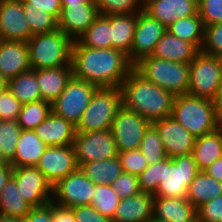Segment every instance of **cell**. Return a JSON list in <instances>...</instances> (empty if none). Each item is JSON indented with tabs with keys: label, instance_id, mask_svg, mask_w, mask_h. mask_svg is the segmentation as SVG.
Segmentation results:
<instances>
[{
	"label": "cell",
	"instance_id": "e0dca14e",
	"mask_svg": "<svg viewBox=\"0 0 222 222\" xmlns=\"http://www.w3.org/2000/svg\"><path fill=\"white\" fill-rule=\"evenodd\" d=\"M58 29L77 40L99 15L96 3H61Z\"/></svg>",
	"mask_w": 222,
	"mask_h": 222
},
{
	"label": "cell",
	"instance_id": "ab89813d",
	"mask_svg": "<svg viewBox=\"0 0 222 222\" xmlns=\"http://www.w3.org/2000/svg\"><path fill=\"white\" fill-rule=\"evenodd\" d=\"M139 149L149 165L167 157L160 135L153 125L145 132Z\"/></svg>",
	"mask_w": 222,
	"mask_h": 222
},
{
	"label": "cell",
	"instance_id": "4316f807",
	"mask_svg": "<svg viewBox=\"0 0 222 222\" xmlns=\"http://www.w3.org/2000/svg\"><path fill=\"white\" fill-rule=\"evenodd\" d=\"M47 147L48 145L35 134L34 130H21L15 157L10 165L13 168L36 166Z\"/></svg>",
	"mask_w": 222,
	"mask_h": 222
},
{
	"label": "cell",
	"instance_id": "8992f818",
	"mask_svg": "<svg viewBox=\"0 0 222 222\" xmlns=\"http://www.w3.org/2000/svg\"><path fill=\"white\" fill-rule=\"evenodd\" d=\"M122 106L120 87H99L76 126V132L110 130L118 109Z\"/></svg>",
	"mask_w": 222,
	"mask_h": 222
},
{
	"label": "cell",
	"instance_id": "681fc988",
	"mask_svg": "<svg viewBox=\"0 0 222 222\" xmlns=\"http://www.w3.org/2000/svg\"><path fill=\"white\" fill-rule=\"evenodd\" d=\"M23 6L30 8L45 9L46 12L53 15L57 20L61 13V0H21Z\"/></svg>",
	"mask_w": 222,
	"mask_h": 222
},
{
	"label": "cell",
	"instance_id": "f546056e",
	"mask_svg": "<svg viewBox=\"0 0 222 222\" xmlns=\"http://www.w3.org/2000/svg\"><path fill=\"white\" fill-rule=\"evenodd\" d=\"M32 206L22 197L16 181L10 177L0 191V213L23 219Z\"/></svg>",
	"mask_w": 222,
	"mask_h": 222
},
{
	"label": "cell",
	"instance_id": "9c48e42d",
	"mask_svg": "<svg viewBox=\"0 0 222 222\" xmlns=\"http://www.w3.org/2000/svg\"><path fill=\"white\" fill-rule=\"evenodd\" d=\"M98 88L95 84L72 76L64 91L51 104L52 112L77 126Z\"/></svg>",
	"mask_w": 222,
	"mask_h": 222
},
{
	"label": "cell",
	"instance_id": "836d02e7",
	"mask_svg": "<svg viewBox=\"0 0 222 222\" xmlns=\"http://www.w3.org/2000/svg\"><path fill=\"white\" fill-rule=\"evenodd\" d=\"M7 87L22 104L42 100L36 70L30 69L9 79Z\"/></svg>",
	"mask_w": 222,
	"mask_h": 222
},
{
	"label": "cell",
	"instance_id": "be15d7a7",
	"mask_svg": "<svg viewBox=\"0 0 222 222\" xmlns=\"http://www.w3.org/2000/svg\"><path fill=\"white\" fill-rule=\"evenodd\" d=\"M193 1H195L198 4L201 0H193Z\"/></svg>",
	"mask_w": 222,
	"mask_h": 222
},
{
	"label": "cell",
	"instance_id": "d590c367",
	"mask_svg": "<svg viewBox=\"0 0 222 222\" xmlns=\"http://www.w3.org/2000/svg\"><path fill=\"white\" fill-rule=\"evenodd\" d=\"M21 127L17 121L0 120V162L10 164L15 157Z\"/></svg>",
	"mask_w": 222,
	"mask_h": 222
},
{
	"label": "cell",
	"instance_id": "816d5d0a",
	"mask_svg": "<svg viewBox=\"0 0 222 222\" xmlns=\"http://www.w3.org/2000/svg\"><path fill=\"white\" fill-rule=\"evenodd\" d=\"M52 222H76L73 210L52 202Z\"/></svg>",
	"mask_w": 222,
	"mask_h": 222
},
{
	"label": "cell",
	"instance_id": "ba28073f",
	"mask_svg": "<svg viewBox=\"0 0 222 222\" xmlns=\"http://www.w3.org/2000/svg\"><path fill=\"white\" fill-rule=\"evenodd\" d=\"M192 155L165 158V175L153 196L187 198L190 183L198 173Z\"/></svg>",
	"mask_w": 222,
	"mask_h": 222
},
{
	"label": "cell",
	"instance_id": "ac0fdd59",
	"mask_svg": "<svg viewBox=\"0 0 222 222\" xmlns=\"http://www.w3.org/2000/svg\"><path fill=\"white\" fill-rule=\"evenodd\" d=\"M0 33L6 41L27 42L33 36L21 0H0Z\"/></svg>",
	"mask_w": 222,
	"mask_h": 222
},
{
	"label": "cell",
	"instance_id": "8d00e7d4",
	"mask_svg": "<svg viewBox=\"0 0 222 222\" xmlns=\"http://www.w3.org/2000/svg\"><path fill=\"white\" fill-rule=\"evenodd\" d=\"M119 201L120 198L110 184H97L90 205L112 221Z\"/></svg>",
	"mask_w": 222,
	"mask_h": 222
},
{
	"label": "cell",
	"instance_id": "52a82bcc",
	"mask_svg": "<svg viewBox=\"0 0 222 222\" xmlns=\"http://www.w3.org/2000/svg\"><path fill=\"white\" fill-rule=\"evenodd\" d=\"M222 80V63L218 56L201 50L189 63L188 94L213 99Z\"/></svg>",
	"mask_w": 222,
	"mask_h": 222
},
{
	"label": "cell",
	"instance_id": "ee69618b",
	"mask_svg": "<svg viewBox=\"0 0 222 222\" xmlns=\"http://www.w3.org/2000/svg\"><path fill=\"white\" fill-rule=\"evenodd\" d=\"M111 186L120 199H126L127 197L140 194L142 192L137 175L125 172L117 177L114 182L111 183Z\"/></svg>",
	"mask_w": 222,
	"mask_h": 222
},
{
	"label": "cell",
	"instance_id": "3957f363",
	"mask_svg": "<svg viewBox=\"0 0 222 222\" xmlns=\"http://www.w3.org/2000/svg\"><path fill=\"white\" fill-rule=\"evenodd\" d=\"M171 117L196 138L215 131L220 124L211 99L188 93L174 97Z\"/></svg>",
	"mask_w": 222,
	"mask_h": 222
},
{
	"label": "cell",
	"instance_id": "6f0895ef",
	"mask_svg": "<svg viewBox=\"0 0 222 222\" xmlns=\"http://www.w3.org/2000/svg\"><path fill=\"white\" fill-rule=\"evenodd\" d=\"M61 3H95V0H61Z\"/></svg>",
	"mask_w": 222,
	"mask_h": 222
},
{
	"label": "cell",
	"instance_id": "7c38bea8",
	"mask_svg": "<svg viewBox=\"0 0 222 222\" xmlns=\"http://www.w3.org/2000/svg\"><path fill=\"white\" fill-rule=\"evenodd\" d=\"M95 185L78 169L52 187V202L67 208L90 205Z\"/></svg>",
	"mask_w": 222,
	"mask_h": 222
},
{
	"label": "cell",
	"instance_id": "7402d4cb",
	"mask_svg": "<svg viewBox=\"0 0 222 222\" xmlns=\"http://www.w3.org/2000/svg\"><path fill=\"white\" fill-rule=\"evenodd\" d=\"M154 196L141 192L120 199L112 222H149L153 218Z\"/></svg>",
	"mask_w": 222,
	"mask_h": 222
},
{
	"label": "cell",
	"instance_id": "603a6c76",
	"mask_svg": "<svg viewBox=\"0 0 222 222\" xmlns=\"http://www.w3.org/2000/svg\"><path fill=\"white\" fill-rule=\"evenodd\" d=\"M34 131L48 146H66L73 145L76 126L51 112Z\"/></svg>",
	"mask_w": 222,
	"mask_h": 222
},
{
	"label": "cell",
	"instance_id": "44dd1931",
	"mask_svg": "<svg viewBox=\"0 0 222 222\" xmlns=\"http://www.w3.org/2000/svg\"><path fill=\"white\" fill-rule=\"evenodd\" d=\"M153 218L162 222H197V213L187 198L154 196Z\"/></svg>",
	"mask_w": 222,
	"mask_h": 222
},
{
	"label": "cell",
	"instance_id": "f1b7e54d",
	"mask_svg": "<svg viewBox=\"0 0 222 222\" xmlns=\"http://www.w3.org/2000/svg\"><path fill=\"white\" fill-rule=\"evenodd\" d=\"M222 195V182L199 171L187 190V200L197 209L202 204Z\"/></svg>",
	"mask_w": 222,
	"mask_h": 222
},
{
	"label": "cell",
	"instance_id": "94428289",
	"mask_svg": "<svg viewBox=\"0 0 222 222\" xmlns=\"http://www.w3.org/2000/svg\"><path fill=\"white\" fill-rule=\"evenodd\" d=\"M219 127L222 129V116L220 117V124Z\"/></svg>",
	"mask_w": 222,
	"mask_h": 222
},
{
	"label": "cell",
	"instance_id": "8fae6325",
	"mask_svg": "<svg viewBox=\"0 0 222 222\" xmlns=\"http://www.w3.org/2000/svg\"><path fill=\"white\" fill-rule=\"evenodd\" d=\"M73 147L78 166L91 161L114 158L118 155L111 130L76 132Z\"/></svg>",
	"mask_w": 222,
	"mask_h": 222
},
{
	"label": "cell",
	"instance_id": "7bdbcfd3",
	"mask_svg": "<svg viewBox=\"0 0 222 222\" xmlns=\"http://www.w3.org/2000/svg\"><path fill=\"white\" fill-rule=\"evenodd\" d=\"M201 51L218 57L222 55V22L205 27Z\"/></svg>",
	"mask_w": 222,
	"mask_h": 222
},
{
	"label": "cell",
	"instance_id": "db71d44e",
	"mask_svg": "<svg viewBox=\"0 0 222 222\" xmlns=\"http://www.w3.org/2000/svg\"><path fill=\"white\" fill-rule=\"evenodd\" d=\"M12 171L13 167L10 164L0 162V191L11 177Z\"/></svg>",
	"mask_w": 222,
	"mask_h": 222
},
{
	"label": "cell",
	"instance_id": "60d3db41",
	"mask_svg": "<svg viewBox=\"0 0 222 222\" xmlns=\"http://www.w3.org/2000/svg\"><path fill=\"white\" fill-rule=\"evenodd\" d=\"M165 175V158L154 164H150L141 174L138 181L142 192L154 194Z\"/></svg>",
	"mask_w": 222,
	"mask_h": 222
},
{
	"label": "cell",
	"instance_id": "d4e9b609",
	"mask_svg": "<svg viewBox=\"0 0 222 222\" xmlns=\"http://www.w3.org/2000/svg\"><path fill=\"white\" fill-rule=\"evenodd\" d=\"M72 76V66L36 70L41 99L52 104L64 91Z\"/></svg>",
	"mask_w": 222,
	"mask_h": 222
},
{
	"label": "cell",
	"instance_id": "bcb514c9",
	"mask_svg": "<svg viewBox=\"0 0 222 222\" xmlns=\"http://www.w3.org/2000/svg\"><path fill=\"white\" fill-rule=\"evenodd\" d=\"M198 14L205 27L222 22V0H201L198 3Z\"/></svg>",
	"mask_w": 222,
	"mask_h": 222
},
{
	"label": "cell",
	"instance_id": "4dcf8cb0",
	"mask_svg": "<svg viewBox=\"0 0 222 222\" xmlns=\"http://www.w3.org/2000/svg\"><path fill=\"white\" fill-rule=\"evenodd\" d=\"M166 31L170 34L192 43L199 51L204 43L205 26L200 15H192L189 17L180 18L170 24Z\"/></svg>",
	"mask_w": 222,
	"mask_h": 222
},
{
	"label": "cell",
	"instance_id": "680465c9",
	"mask_svg": "<svg viewBox=\"0 0 222 222\" xmlns=\"http://www.w3.org/2000/svg\"><path fill=\"white\" fill-rule=\"evenodd\" d=\"M8 80L0 73V91L7 88Z\"/></svg>",
	"mask_w": 222,
	"mask_h": 222
},
{
	"label": "cell",
	"instance_id": "83f0119b",
	"mask_svg": "<svg viewBox=\"0 0 222 222\" xmlns=\"http://www.w3.org/2000/svg\"><path fill=\"white\" fill-rule=\"evenodd\" d=\"M136 22L137 14L111 15L112 48L128 55L130 61Z\"/></svg>",
	"mask_w": 222,
	"mask_h": 222
},
{
	"label": "cell",
	"instance_id": "74e56055",
	"mask_svg": "<svg viewBox=\"0 0 222 222\" xmlns=\"http://www.w3.org/2000/svg\"><path fill=\"white\" fill-rule=\"evenodd\" d=\"M25 19L29 24L31 33H48L58 29V20L45 9L23 6Z\"/></svg>",
	"mask_w": 222,
	"mask_h": 222
},
{
	"label": "cell",
	"instance_id": "f907efd6",
	"mask_svg": "<svg viewBox=\"0 0 222 222\" xmlns=\"http://www.w3.org/2000/svg\"><path fill=\"white\" fill-rule=\"evenodd\" d=\"M22 222H52V202L40 207H32Z\"/></svg>",
	"mask_w": 222,
	"mask_h": 222
},
{
	"label": "cell",
	"instance_id": "9a60e30c",
	"mask_svg": "<svg viewBox=\"0 0 222 222\" xmlns=\"http://www.w3.org/2000/svg\"><path fill=\"white\" fill-rule=\"evenodd\" d=\"M152 125L160 135L167 157L174 158L192 153L196 137L173 117L170 116L154 121Z\"/></svg>",
	"mask_w": 222,
	"mask_h": 222
},
{
	"label": "cell",
	"instance_id": "f5cc1de1",
	"mask_svg": "<svg viewBox=\"0 0 222 222\" xmlns=\"http://www.w3.org/2000/svg\"><path fill=\"white\" fill-rule=\"evenodd\" d=\"M204 172L222 182V156L216 159Z\"/></svg>",
	"mask_w": 222,
	"mask_h": 222
},
{
	"label": "cell",
	"instance_id": "5bb4252c",
	"mask_svg": "<svg viewBox=\"0 0 222 222\" xmlns=\"http://www.w3.org/2000/svg\"><path fill=\"white\" fill-rule=\"evenodd\" d=\"M36 167L52 187L59 180L79 169L73 145L48 146Z\"/></svg>",
	"mask_w": 222,
	"mask_h": 222
},
{
	"label": "cell",
	"instance_id": "d6986e66",
	"mask_svg": "<svg viewBox=\"0 0 222 222\" xmlns=\"http://www.w3.org/2000/svg\"><path fill=\"white\" fill-rule=\"evenodd\" d=\"M144 11L165 27L180 18L198 13V4L193 0H144Z\"/></svg>",
	"mask_w": 222,
	"mask_h": 222
},
{
	"label": "cell",
	"instance_id": "11a10c76",
	"mask_svg": "<svg viewBox=\"0 0 222 222\" xmlns=\"http://www.w3.org/2000/svg\"><path fill=\"white\" fill-rule=\"evenodd\" d=\"M216 113L219 117L222 116V80L219 83L215 97L212 99Z\"/></svg>",
	"mask_w": 222,
	"mask_h": 222
},
{
	"label": "cell",
	"instance_id": "d6a6232c",
	"mask_svg": "<svg viewBox=\"0 0 222 222\" xmlns=\"http://www.w3.org/2000/svg\"><path fill=\"white\" fill-rule=\"evenodd\" d=\"M84 175L97 184H110L122 173V166L118 157L91 161L79 166Z\"/></svg>",
	"mask_w": 222,
	"mask_h": 222
},
{
	"label": "cell",
	"instance_id": "e575fe53",
	"mask_svg": "<svg viewBox=\"0 0 222 222\" xmlns=\"http://www.w3.org/2000/svg\"><path fill=\"white\" fill-rule=\"evenodd\" d=\"M52 112L51 103L43 100L22 104L17 119L22 130H35Z\"/></svg>",
	"mask_w": 222,
	"mask_h": 222
},
{
	"label": "cell",
	"instance_id": "91938a15",
	"mask_svg": "<svg viewBox=\"0 0 222 222\" xmlns=\"http://www.w3.org/2000/svg\"><path fill=\"white\" fill-rule=\"evenodd\" d=\"M149 222H162V221H159V220H156V219L152 218Z\"/></svg>",
	"mask_w": 222,
	"mask_h": 222
},
{
	"label": "cell",
	"instance_id": "f35d334b",
	"mask_svg": "<svg viewBox=\"0 0 222 222\" xmlns=\"http://www.w3.org/2000/svg\"><path fill=\"white\" fill-rule=\"evenodd\" d=\"M100 15L138 14L144 10V0H95Z\"/></svg>",
	"mask_w": 222,
	"mask_h": 222
},
{
	"label": "cell",
	"instance_id": "7dc6e473",
	"mask_svg": "<svg viewBox=\"0 0 222 222\" xmlns=\"http://www.w3.org/2000/svg\"><path fill=\"white\" fill-rule=\"evenodd\" d=\"M197 222H222V195L196 209Z\"/></svg>",
	"mask_w": 222,
	"mask_h": 222
},
{
	"label": "cell",
	"instance_id": "cb8c5ba5",
	"mask_svg": "<svg viewBox=\"0 0 222 222\" xmlns=\"http://www.w3.org/2000/svg\"><path fill=\"white\" fill-rule=\"evenodd\" d=\"M198 52L199 50L192 43L181 40L166 31L156 44L151 56L189 64Z\"/></svg>",
	"mask_w": 222,
	"mask_h": 222
},
{
	"label": "cell",
	"instance_id": "6da1fadb",
	"mask_svg": "<svg viewBox=\"0 0 222 222\" xmlns=\"http://www.w3.org/2000/svg\"><path fill=\"white\" fill-rule=\"evenodd\" d=\"M71 66L73 77L98 87H120L134 69L128 55L114 48L93 49L73 42Z\"/></svg>",
	"mask_w": 222,
	"mask_h": 222
},
{
	"label": "cell",
	"instance_id": "484cf974",
	"mask_svg": "<svg viewBox=\"0 0 222 222\" xmlns=\"http://www.w3.org/2000/svg\"><path fill=\"white\" fill-rule=\"evenodd\" d=\"M191 155L198 171L207 169L222 156V129L218 127L215 131L196 138Z\"/></svg>",
	"mask_w": 222,
	"mask_h": 222
},
{
	"label": "cell",
	"instance_id": "f6af8a7d",
	"mask_svg": "<svg viewBox=\"0 0 222 222\" xmlns=\"http://www.w3.org/2000/svg\"><path fill=\"white\" fill-rule=\"evenodd\" d=\"M22 103L7 88L0 91V120L17 121Z\"/></svg>",
	"mask_w": 222,
	"mask_h": 222
},
{
	"label": "cell",
	"instance_id": "2e32d148",
	"mask_svg": "<svg viewBox=\"0 0 222 222\" xmlns=\"http://www.w3.org/2000/svg\"><path fill=\"white\" fill-rule=\"evenodd\" d=\"M166 28L144 10L137 14L136 28L131 47V62L133 64L145 56L152 55L156 44L166 32Z\"/></svg>",
	"mask_w": 222,
	"mask_h": 222
},
{
	"label": "cell",
	"instance_id": "c3c4849f",
	"mask_svg": "<svg viewBox=\"0 0 222 222\" xmlns=\"http://www.w3.org/2000/svg\"><path fill=\"white\" fill-rule=\"evenodd\" d=\"M76 222H112L100 214L92 205H83L71 208Z\"/></svg>",
	"mask_w": 222,
	"mask_h": 222
},
{
	"label": "cell",
	"instance_id": "30bf717a",
	"mask_svg": "<svg viewBox=\"0 0 222 222\" xmlns=\"http://www.w3.org/2000/svg\"><path fill=\"white\" fill-rule=\"evenodd\" d=\"M152 125L136 112L121 106L111 126L118 152L139 149L145 132Z\"/></svg>",
	"mask_w": 222,
	"mask_h": 222
},
{
	"label": "cell",
	"instance_id": "5b68a950",
	"mask_svg": "<svg viewBox=\"0 0 222 222\" xmlns=\"http://www.w3.org/2000/svg\"><path fill=\"white\" fill-rule=\"evenodd\" d=\"M134 69L146 80L170 92L174 97L186 94L189 88V64L145 56Z\"/></svg>",
	"mask_w": 222,
	"mask_h": 222
},
{
	"label": "cell",
	"instance_id": "7a4b0ae2",
	"mask_svg": "<svg viewBox=\"0 0 222 222\" xmlns=\"http://www.w3.org/2000/svg\"><path fill=\"white\" fill-rule=\"evenodd\" d=\"M122 105L153 123L172 115L174 96L135 69L122 81Z\"/></svg>",
	"mask_w": 222,
	"mask_h": 222
},
{
	"label": "cell",
	"instance_id": "ffe728a7",
	"mask_svg": "<svg viewBox=\"0 0 222 222\" xmlns=\"http://www.w3.org/2000/svg\"><path fill=\"white\" fill-rule=\"evenodd\" d=\"M30 69L27 42L3 40L0 43V73L7 80Z\"/></svg>",
	"mask_w": 222,
	"mask_h": 222
},
{
	"label": "cell",
	"instance_id": "6125c7cd",
	"mask_svg": "<svg viewBox=\"0 0 222 222\" xmlns=\"http://www.w3.org/2000/svg\"><path fill=\"white\" fill-rule=\"evenodd\" d=\"M3 41V39H2V35H1V33H0V43Z\"/></svg>",
	"mask_w": 222,
	"mask_h": 222
},
{
	"label": "cell",
	"instance_id": "4fadbf2b",
	"mask_svg": "<svg viewBox=\"0 0 222 222\" xmlns=\"http://www.w3.org/2000/svg\"><path fill=\"white\" fill-rule=\"evenodd\" d=\"M11 177L16 181L22 197L32 207L52 202V185L36 166L14 167Z\"/></svg>",
	"mask_w": 222,
	"mask_h": 222
},
{
	"label": "cell",
	"instance_id": "1f68e13d",
	"mask_svg": "<svg viewBox=\"0 0 222 222\" xmlns=\"http://www.w3.org/2000/svg\"><path fill=\"white\" fill-rule=\"evenodd\" d=\"M77 41L82 46L93 49L112 48L111 15L99 14Z\"/></svg>",
	"mask_w": 222,
	"mask_h": 222
},
{
	"label": "cell",
	"instance_id": "9f6ffc18",
	"mask_svg": "<svg viewBox=\"0 0 222 222\" xmlns=\"http://www.w3.org/2000/svg\"><path fill=\"white\" fill-rule=\"evenodd\" d=\"M0 222H22V219L0 213Z\"/></svg>",
	"mask_w": 222,
	"mask_h": 222
},
{
	"label": "cell",
	"instance_id": "277c9868",
	"mask_svg": "<svg viewBox=\"0 0 222 222\" xmlns=\"http://www.w3.org/2000/svg\"><path fill=\"white\" fill-rule=\"evenodd\" d=\"M73 42L59 29L48 33L34 34L27 41L31 69L71 66Z\"/></svg>",
	"mask_w": 222,
	"mask_h": 222
},
{
	"label": "cell",
	"instance_id": "b9f144b4",
	"mask_svg": "<svg viewBox=\"0 0 222 222\" xmlns=\"http://www.w3.org/2000/svg\"><path fill=\"white\" fill-rule=\"evenodd\" d=\"M117 157L125 173L138 176L149 166L140 149L118 152Z\"/></svg>",
	"mask_w": 222,
	"mask_h": 222
}]
</instances>
